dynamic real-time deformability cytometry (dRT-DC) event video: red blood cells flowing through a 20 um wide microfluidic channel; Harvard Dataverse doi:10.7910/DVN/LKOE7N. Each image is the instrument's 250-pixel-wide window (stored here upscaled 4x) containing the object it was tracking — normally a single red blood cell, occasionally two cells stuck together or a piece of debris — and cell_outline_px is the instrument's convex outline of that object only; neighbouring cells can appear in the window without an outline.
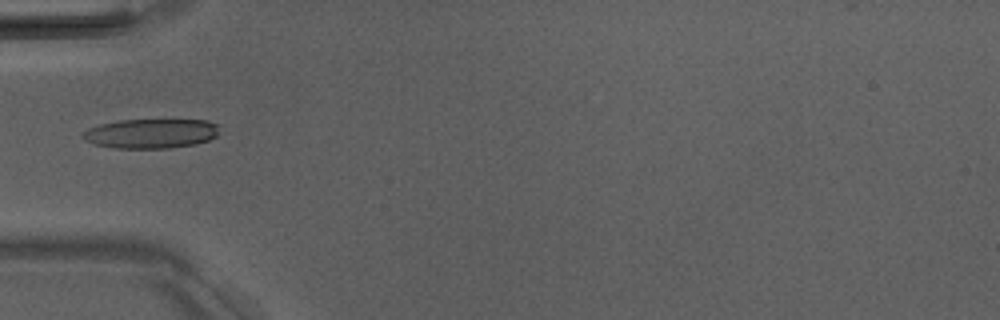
{"species": "Egyptian fruit bat (a non-hibernating species)", "species_latin": "Rousettus aegyptiacus", "temperature_condition": "room temperature", "stored_images_in_passage": 5, "camera_frame_rate_fps": 3000, "um_per_image_px": 0.085, "animal": {"sex": "male"}, "frame": {"image": 1, "passage_image": 5, "time_ms": 5.333, "image_size_px": [1000, 320], "cell_outline_px": [[216, 136], [208, 140], [196, 144], [168, 148], [116, 148], [96, 144], [84, 140], [80, 136], [88, 128], [100, 124], [120, 120], [208, 120], [216, 124]], "centroid_in_image_um": [12.8, 11.35], "position_along_channel_um": 72.2, "area_um2": 23.29}}